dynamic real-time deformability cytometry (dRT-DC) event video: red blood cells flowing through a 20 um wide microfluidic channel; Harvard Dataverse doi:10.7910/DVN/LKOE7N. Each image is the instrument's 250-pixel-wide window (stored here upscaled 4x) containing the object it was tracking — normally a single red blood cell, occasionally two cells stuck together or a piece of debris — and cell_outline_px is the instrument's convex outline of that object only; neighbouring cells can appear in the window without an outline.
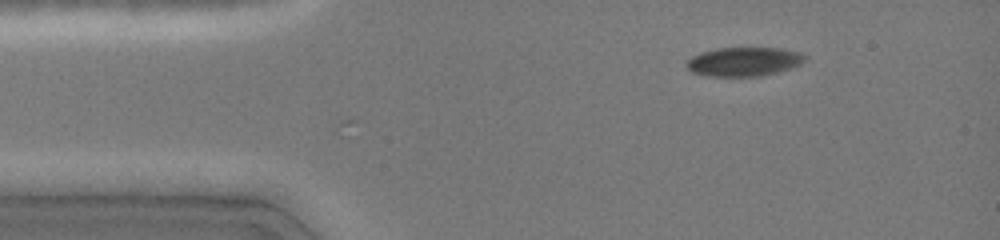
{"species": "common noctule bat (a hibernating species)", "species_latin": "Nyctalus noctula", "temperature_condition": "cold", "stored_images_in_passage": 38, "camera_frame_rate_fps": 3000, "um_per_image_px": 0.085, "animal": {"sex": "female", "body_mass_g": 19.0, "forearm_length_mm": 51.5}, "frame": {"image": 1, "passage_image": 1, "time_ms": 0.0, "image_size_px": [1000, 240], "cell_outline_px": [[808, 56], [800, 64], [776, 72], [760, 76], [708, 76], [692, 72], [684, 64], [692, 56], [700, 52], [716, 48], [780, 48], [800, 52]], "centroid_in_image_um": [63.2, 5.23], "position_along_channel_um": 21.8, "area_um2": 19.94}}
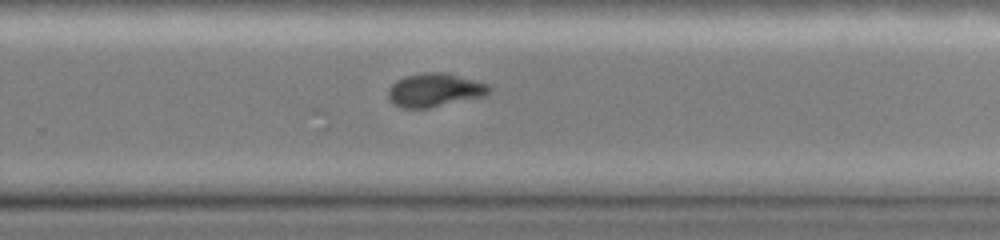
{"frame": {"image": 2, "passage_image": 24, "time_ms": 8.0, "image_size_px": [1000, 240], "cell_outline_px": [[492, 88], [484, 96], [428, 108], [400, 108], [392, 104], [388, 100], [388, 88], [396, 80], [404, 76], [428, 72], [440, 72], [488, 84]], "centroid_in_image_um": [36.87, 7.67], "position_along_channel_um": 292.9, "area_um2": 19.54}}
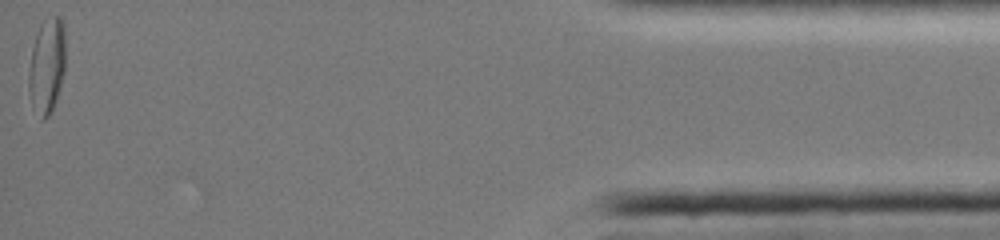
{"frame": {"image": 3, "passage_image": 38, "time_ms": 13.333, "image_size_px": [1000, 240], "cell_outline_px": [[64, 72], [56, 100], [48, 116], [44, 120], [40, 120], [32, 100], [28, 88], [28, 72], [32, 48], [36, 32], [40, 24], [44, 20], [56, 16], [60, 16], [64, 24]], "centroid_in_image_um": [3.98, 5.56], "position_along_channel_um": 431.2, "area_um2": 20.23}, "authors_computed_cell_mechanics": {"area_um2": 20.6346, "velocity_mm_per_s": 4.1057, "shape_relaxation_time_tau1_ms": null, "shape_relaxation_time_tau2_ms": 5.635, "deformation_change_tau1": null, "deformation_change_tau2": 0.0841}}